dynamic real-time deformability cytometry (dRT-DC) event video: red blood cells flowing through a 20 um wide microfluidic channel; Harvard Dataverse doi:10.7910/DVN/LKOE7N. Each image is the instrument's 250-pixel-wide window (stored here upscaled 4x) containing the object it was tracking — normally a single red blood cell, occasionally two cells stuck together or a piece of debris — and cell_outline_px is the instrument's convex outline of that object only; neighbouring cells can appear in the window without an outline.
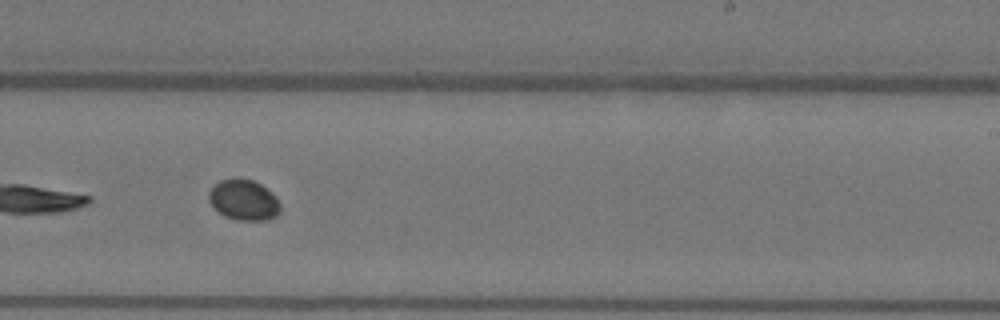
{"species": "Egyptian fruit bat (a non-hibernating species)", "species_latin": "Rousettus aegyptiacus", "temperature_condition": "warm", "stored_images_in_passage": 9, "camera_frame_rate_fps": 3000, "um_per_image_px": 0.085, "animal": {"sex": "female"}, "frame": {"image": 1, "passage_image": 9, "time_ms": 2.667, "image_size_px": [1000, 320], "cell_outline_px": [[280, 212], [276, 216], [268, 220], [236, 220], [224, 216], [208, 200], [208, 192], [220, 180], [240, 176], [252, 180], [260, 184], [276, 196], [280, 204]], "centroid_in_image_um": [20.73, 16.98], "position_along_channel_um": 268.3, "area_um2": 17.05}}